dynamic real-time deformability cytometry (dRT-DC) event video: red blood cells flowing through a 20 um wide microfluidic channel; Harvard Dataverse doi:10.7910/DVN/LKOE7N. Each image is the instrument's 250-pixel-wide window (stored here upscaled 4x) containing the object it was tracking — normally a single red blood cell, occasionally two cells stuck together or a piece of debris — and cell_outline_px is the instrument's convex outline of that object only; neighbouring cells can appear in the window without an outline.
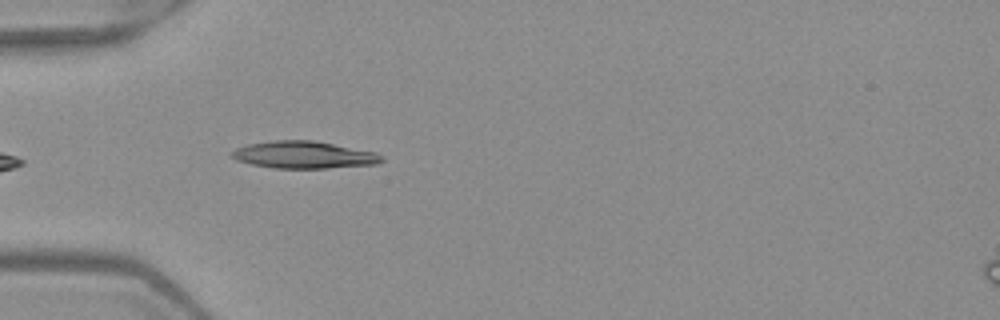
{"species": "Egyptian fruit bat (a non-hibernating species)", "species_latin": "Rousettus aegyptiacus", "temperature_condition": "warm", "stored_images_in_passage": 6, "camera_frame_rate_fps": 3000, "um_per_image_px": 0.085, "frame": {"image": 1, "passage_image": 6, "time_ms": 1.667, "image_size_px": [1000, 320], "cell_outline_px": [[384, 160], [376, 164], [328, 168], [276, 168], [252, 164], [236, 160], [232, 156], [232, 152], [236, 148], [248, 144], [276, 140], [312, 140], [376, 152], [384, 156]], "centroid_in_image_um": [25.86, 13.16], "position_along_channel_um": 59.1, "area_um2": 23.58}}